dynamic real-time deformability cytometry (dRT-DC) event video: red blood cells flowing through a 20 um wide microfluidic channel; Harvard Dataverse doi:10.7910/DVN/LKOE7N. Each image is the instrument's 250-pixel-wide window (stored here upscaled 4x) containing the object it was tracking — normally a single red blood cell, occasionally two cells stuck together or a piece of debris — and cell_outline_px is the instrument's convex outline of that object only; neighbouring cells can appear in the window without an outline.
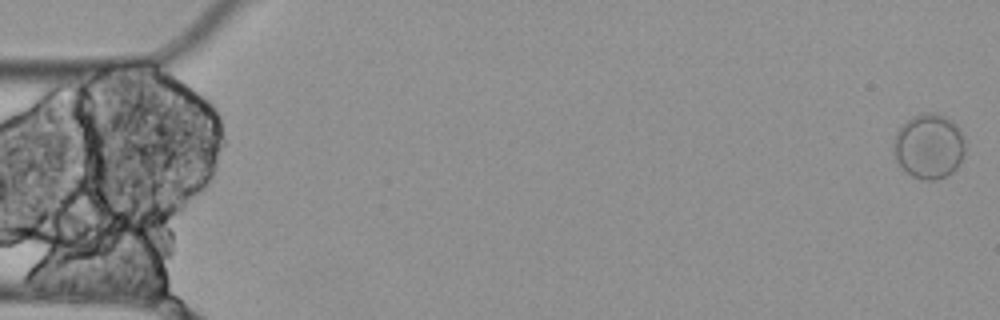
{"species": "Egyptian fruit bat (a non-hibernating species)", "species_latin": "Rousettus aegyptiacus", "temperature_condition": "cold", "stored_images_in_passage": 6, "camera_frame_rate_fps": 3000, "um_per_image_px": 0.085, "animal": {"sex": "female"}, "frame": {"image": 1, "passage_image": 1, "time_ms": 0.0, "image_size_px": [1000, 320], "cell_outline_px": [[968, 140], [964, 156], [960, 164], [952, 172], [936, 180], [924, 180], [912, 176], [900, 168], [896, 160], [892, 144], [896, 132], [900, 124], [912, 116], [920, 112], [936, 112], [952, 120], [960, 128]], "centroid_in_image_um": [78.98, 12.4], "position_along_channel_um": 6.0, "area_um2": 28.09}}
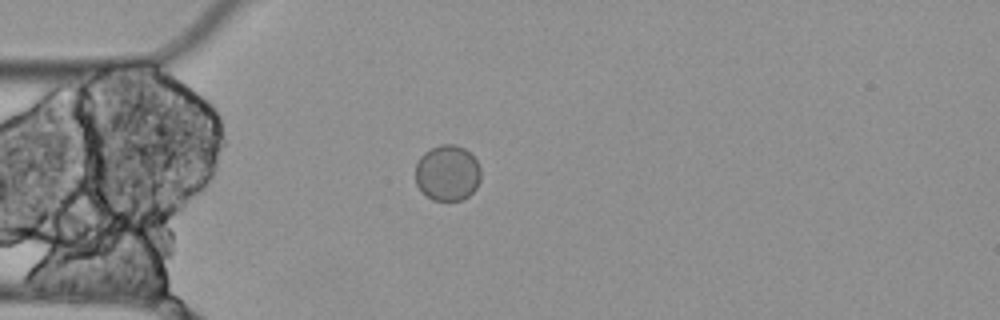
{"frame": {"image": 2, "passage_image": 5, "time_ms": 1.333, "image_size_px": [1000, 320], "cell_outline_px": [[480, 180], [476, 188], [468, 196], [460, 200], [432, 200], [416, 184], [416, 164], [420, 156], [424, 152], [440, 144], [456, 144], [472, 152], [480, 164]], "centroid_in_image_um": [38.06, 14.67], "position_along_channel_um": 46.9, "area_um2": 21.44}}